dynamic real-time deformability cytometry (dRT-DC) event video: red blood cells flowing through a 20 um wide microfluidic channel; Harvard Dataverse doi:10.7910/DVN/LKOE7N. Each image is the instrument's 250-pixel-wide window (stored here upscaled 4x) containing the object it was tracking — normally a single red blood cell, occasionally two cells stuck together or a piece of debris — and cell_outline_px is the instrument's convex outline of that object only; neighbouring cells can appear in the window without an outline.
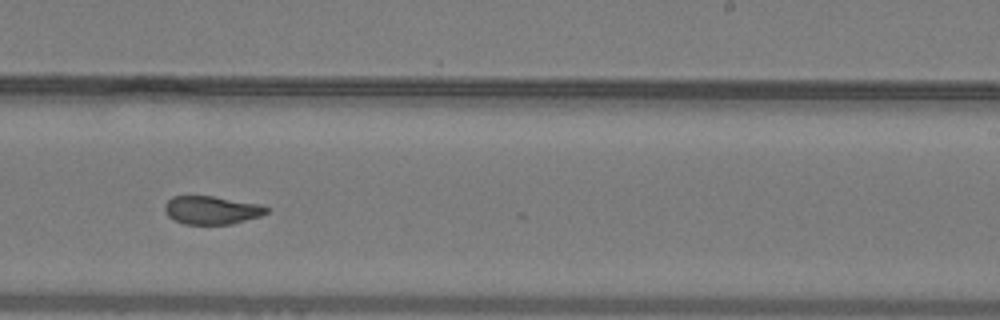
{"species": "common noctule bat (a hibernating species)", "species_latin": "Nyctalus noctula", "temperature_condition": "warm", "stored_images_in_passage": 31, "camera_frame_rate_fps": 3000, "um_per_image_px": 0.085, "animal": {"sex": "male", "body_mass_g": 19.2, "forearm_length_mm": 51.8}, "frame": {"image": 1, "passage_image": 17, "time_ms": 5.333, "image_size_px": [1000, 320], "cell_outline_px": [[268, 212], [260, 216], [232, 224], [184, 224], [168, 216], [164, 208], [164, 204], [172, 196], [212, 196], [260, 204], [268, 208]], "centroid_in_image_um": [17.98, 17.86], "position_along_channel_um": 271.0, "area_um2": 16.65}, "authors_computed_cell_mechanics": {"area_um2": 17.4556, "velocity_mm_per_s": 4.0289, "shape_relaxation_time_tau1_ms": null, "shape_relaxation_time_tau2_ms": 1.6147, "deformation_change_tau1": null, "deformation_change_tau2": 0.076}}